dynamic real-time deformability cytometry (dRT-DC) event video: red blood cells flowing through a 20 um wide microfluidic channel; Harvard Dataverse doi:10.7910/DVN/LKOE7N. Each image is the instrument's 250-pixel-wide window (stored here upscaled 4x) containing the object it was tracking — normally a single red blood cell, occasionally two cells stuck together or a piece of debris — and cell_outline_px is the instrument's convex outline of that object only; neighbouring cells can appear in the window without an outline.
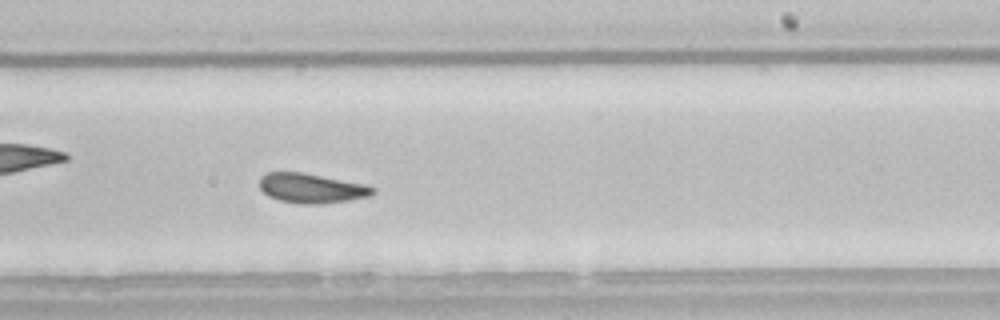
{"species": "common noctule bat (a hibernating species)", "species_latin": "Nyctalus noctula", "temperature_condition": "room temperature", "stored_images_in_passage": 53, "camera_frame_rate_fps": 3000, "um_per_image_px": 0.085, "animal": {"sex": "male", "body_mass_g": 21.5, "forearm_length_mm": 52.0}, "frame": {"image": 1, "passage_image": 31, "time_ms": 10.0, "image_size_px": [1000, 320], "cell_outline_px": [[376, 192], [368, 196], [348, 200], [320, 204], [304, 204], [280, 200], [268, 196], [260, 188], [260, 176], [268, 172], [304, 172], [368, 184], [376, 188]], "centroid_in_image_um": [26.51, 15.98], "position_along_channel_um": 262.5, "area_um2": 19.71}, "authors_computed_cell_mechanics": {"area_um2": 19.9988, "velocity_mm_per_s": 3.8087, "shape_relaxation_time_tau1_ms": null, "shape_relaxation_time_tau2_ms": 2.0359, "deformation_change_tau1": null, "deformation_change_tau2": 0.0647}}